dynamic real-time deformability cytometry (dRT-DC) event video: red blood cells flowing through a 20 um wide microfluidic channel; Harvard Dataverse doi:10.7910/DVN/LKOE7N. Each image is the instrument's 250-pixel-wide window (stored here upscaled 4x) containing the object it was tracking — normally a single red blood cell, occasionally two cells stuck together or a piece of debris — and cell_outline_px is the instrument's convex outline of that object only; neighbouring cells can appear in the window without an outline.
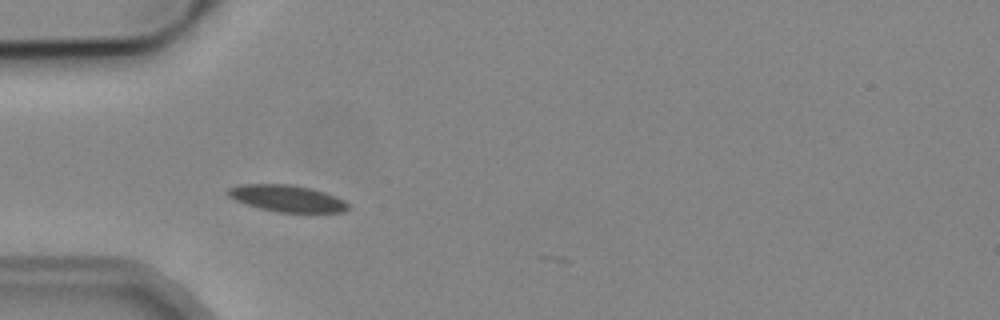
{"species": "common noctule bat (a hibernating species)", "species_latin": "Nyctalus noctula", "temperature_condition": "cold", "stored_images_in_passage": 4, "camera_frame_rate_fps": 3000, "um_per_image_px": 0.085, "animal": {"sex": "male", "body_mass_g": 19.2, "forearm_length_mm": 51.8}, "frame": {"image": 1, "passage_image": 3, "time_ms": 2.333, "image_size_px": [1000, 320], "cell_outline_px": [[348, 208], [344, 212], [276, 212], [260, 208], [236, 200], [228, 196], [228, 188], [240, 184], [292, 184], [312, 188], [336, 196], [344, 200], [348, 204]], "centroid_in_image_um": [24.41, 16.85], "position_along_channel_um": 60.6, "area_um2": 18.61}}